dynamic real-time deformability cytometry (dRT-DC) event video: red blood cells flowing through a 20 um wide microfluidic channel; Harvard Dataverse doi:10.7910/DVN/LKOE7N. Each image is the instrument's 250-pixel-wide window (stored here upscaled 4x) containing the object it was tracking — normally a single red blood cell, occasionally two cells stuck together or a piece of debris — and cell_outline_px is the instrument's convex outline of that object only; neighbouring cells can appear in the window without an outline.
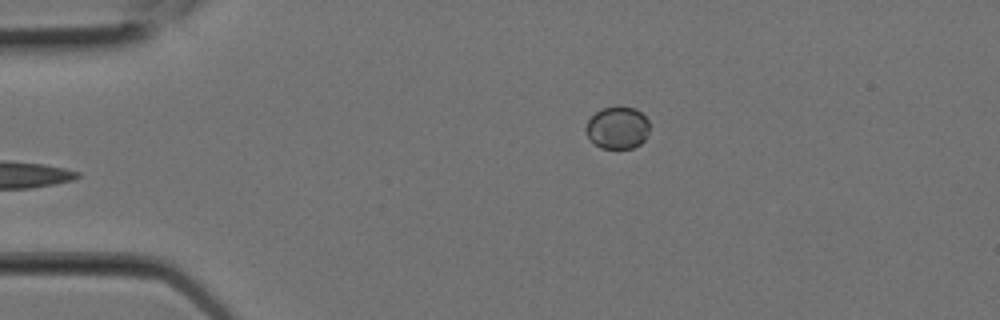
{"species": "Egyptian fruit bat (a non-hibernating species)", "species_latin": "Rousettus aegyptiacus", "temperature_condition": "room temperature", "stored_images_in_passage": 5, "camera_frame_rate_fps": 3000, "um_per_image_px": 0.085, "animal": {"sex": "female"}, "frame": {"image": 1, "passage_image": 5, "time_ms": 1.333, "image_size_px": [1000, 320], "cell_outline_px": [[648, 132], [644, 140], [640, 144], [632, 148], [600, 148], [584, 132], [584, 128], [588, 120], [600, 108], [636, 108], [648, 120]], "centroid_in_image_um": [52.46, 10.87], "position_along_channel_um": 32.5, "area_um2": 15.43}}